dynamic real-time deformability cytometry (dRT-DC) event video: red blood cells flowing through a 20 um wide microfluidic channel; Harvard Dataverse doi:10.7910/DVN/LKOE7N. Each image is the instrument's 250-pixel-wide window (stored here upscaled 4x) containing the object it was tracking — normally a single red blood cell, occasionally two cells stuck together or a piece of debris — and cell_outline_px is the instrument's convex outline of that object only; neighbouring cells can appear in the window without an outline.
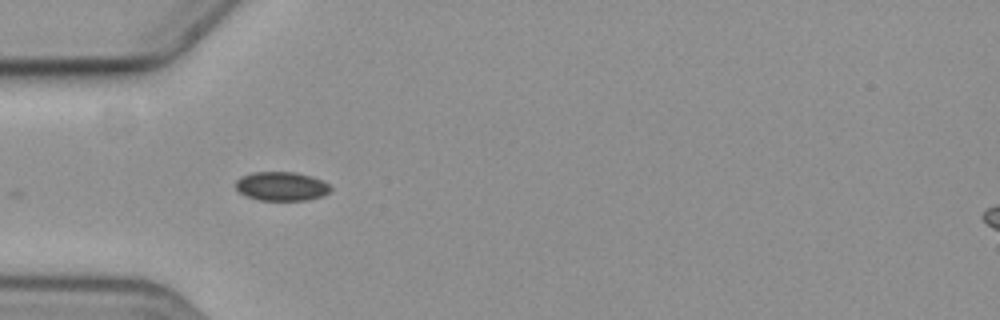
{"species": "common noctule bat (a hibernating species)", "species_latin": "Nyctalus noctula", "temperature_condition": "cold", "stored_images_in_passage": 6, "camera_frame_rate_fps": 3000, "um_per_image_px": 0.085, "animal": {"sex": "female", "body_mass_g": 19.3, "forearm_length_mm": 54.1}, "frame": {"image": 1, "passage_image": 5, "time_ms": 4.667, "image_size_px": [1000, 320], "cell_outline_px": [[332, 188], [328, 192], [320, 196], [308, 200], [256, 200], [244, 196], [236, 188], [236, 180], [240, 176], [252, 172], [296, 172], [312, 176], [328, 184]], "centroid_in_image_um": [23.88, 15.83], "position_along_channel_um": 61.1, "area_um2": 16.07}}
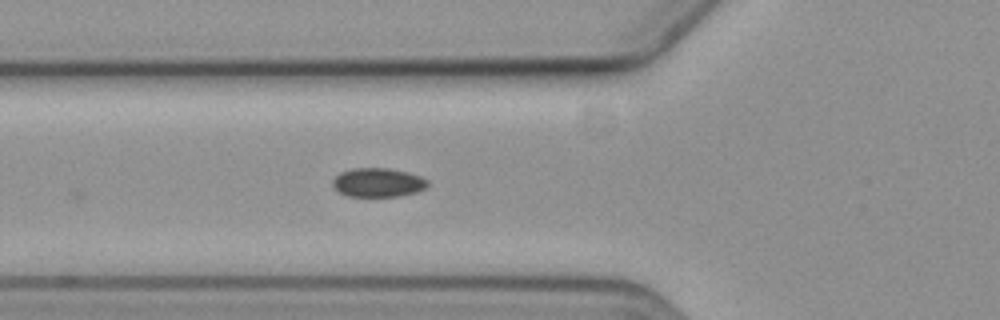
{"frame": {"image": 2, "passage_image": 6, "time_ms": 5.667, "image_size_px": [1000, 320], "cell_outline_px": [[428, 188], [416, 192], [400, 196], [348, 196], [340, 192], [332, 184], [332, 180], [340, 172], [356, 168], [388, 168], [408, 172], [420, 176], [428, 180]], "centroid_in_image_um": [32.16, 15.51], "position_along_channel_um": 93.6, "area_um2": 16.01}}